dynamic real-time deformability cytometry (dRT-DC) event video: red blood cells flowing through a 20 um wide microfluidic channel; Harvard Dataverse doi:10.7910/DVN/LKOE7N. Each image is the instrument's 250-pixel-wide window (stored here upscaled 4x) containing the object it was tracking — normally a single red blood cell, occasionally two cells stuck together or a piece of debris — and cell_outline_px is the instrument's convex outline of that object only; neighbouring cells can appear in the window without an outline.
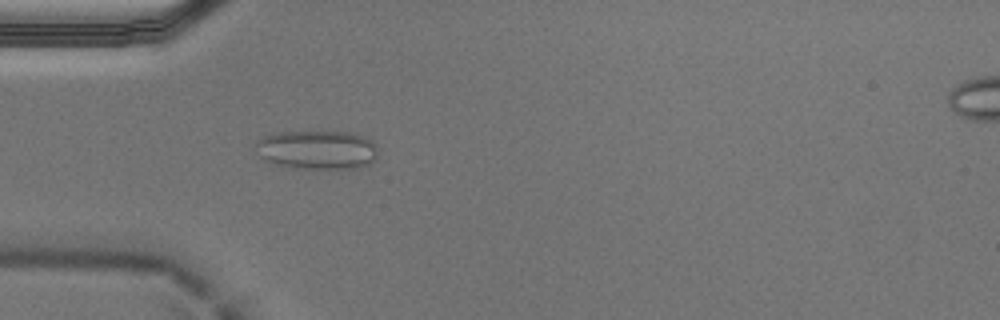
{"species": "Egyptian fruit bat (a non-hibernating species)", "species_latin": "Rousettus aegyptiacus", "temperature_condition": "cold", "stored_images_in_passage": 54, "camera_frame_rate_fps": 3000, "um_per_image_px": 0.085, "animal": {"sex": "male"}, "frame": {"image": 1, "passage_image": 16, "time_ms": 5.0, "image_size_px": [1000, 320], "cell_outline_px": [[376, 156], [368, 164], [356, 168], [328, 172], [296, 168], [276, 164], [264, 160], [260, 156], [256, 144], [256, 140], [260, 136], [280, 132], [352, 132], [364, 136], [372, 140], [376, 144]], "centroid_in_image_um": [26.97, 12.77], "position_along_channel_um": 58.0, "area_um2": 28.55}, "authors_computed_cell_mechanics": {"area_um2": 29.1023, "velocity_mm_per_s": 3.6772, "shape_relaxation_time_tau1_ms": null, "shape_relaxation_time_tau2_ms": 1.3026, "deformation_change_tau1": null, "deformation_change_tau2": 0.055}}